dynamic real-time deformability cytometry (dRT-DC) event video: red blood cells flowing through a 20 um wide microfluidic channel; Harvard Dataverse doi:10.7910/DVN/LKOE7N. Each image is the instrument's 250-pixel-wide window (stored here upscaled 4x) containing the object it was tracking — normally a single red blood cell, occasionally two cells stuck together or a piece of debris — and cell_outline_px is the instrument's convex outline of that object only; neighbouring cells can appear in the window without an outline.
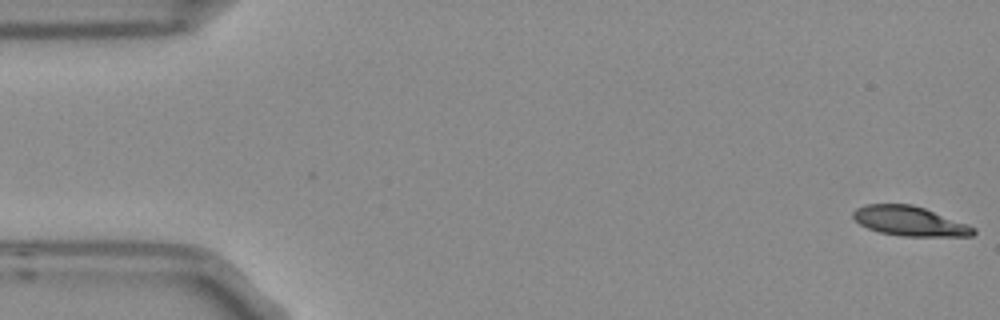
{"species": "Egyptian fruit bat (a non-hibernating species)", "species_latin": "Rousettus aegyptiacus", "temperature_condition": "room temperature", "stored_images_in_passage": 5, "camera_frame_rate_fps": 3000, "um_per_image_px": 0.085, "frame": {"image": 1, "passage_image": 1, "time_ms": 0.0, "image_size_px": [1000, 320], "cell_outline_px": [[976, 232], [972, 236], [900, 236], [880, 232], [868, 228], [860, 224], [852, 216], [852, 212], [856, 208], [864, 204], [912, 204], [924, 208], [976, 228]], "centroid_in_image_um": [77.29, 18.79], "position_along_channel_um": 7.7, "area_um2": 20.58}}
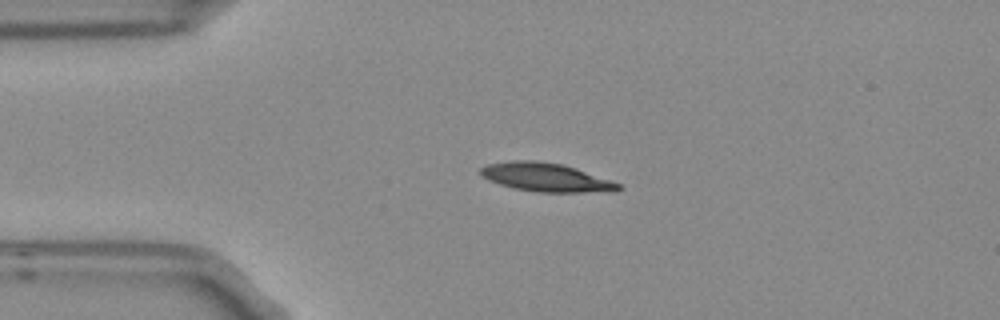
{"frame": {"image": 2, "passage_image": 4, "time_ms": 1.0, "image_size_px": [1000, 320], "cell_outline_px": [[624, 188], [616, 192], [540, 192], [512, 188], [488, 180], [480, 172], [480, 168], [488, 164], [512, 160], [536, 160], [564, 164], [576, 168], [620, 184]], "centroid_in_image_um": [46.44, 15.07], "position_along_channel_um": 38.6, "area_um2": 23.0}}